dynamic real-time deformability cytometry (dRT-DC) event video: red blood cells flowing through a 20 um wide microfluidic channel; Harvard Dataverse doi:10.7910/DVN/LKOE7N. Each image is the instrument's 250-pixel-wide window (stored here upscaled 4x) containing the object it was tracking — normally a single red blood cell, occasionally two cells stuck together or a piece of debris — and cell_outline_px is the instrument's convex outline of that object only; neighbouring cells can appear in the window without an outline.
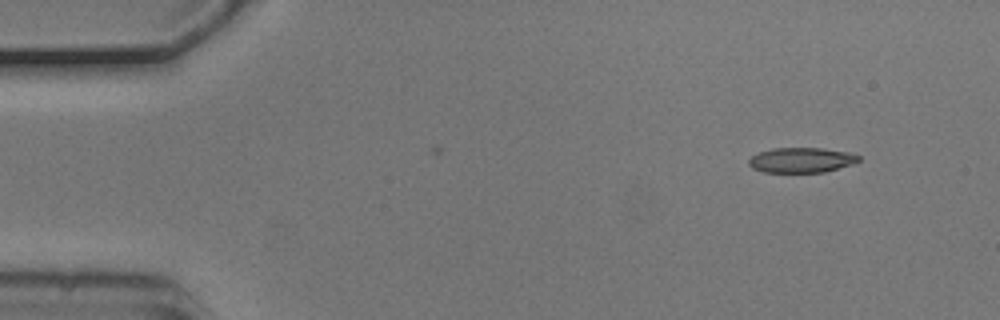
{"species": "common noctule bat (a hibernating species)", "species_latin": "Nyctalus noctula", "temperature_condition": "cold", "stored_images_in_passage": 2, "camera_frame_rate_fps": 3000, "um_per_image_px": 0.085, "animal": {"sex": "male", "body_mass_g": 20.5, "forearm_length_mm": 52.5}, "frame": {"image": 1, "passage_image": 1, "time_ms": 0.0, "image_size_px": [1000, 320], "cell_outline_px": [[860, 160], [852, 164], [824, 172], [764, 172], [752, 168], [748, 164], [748, 160], [752, 156], [760, 152], [772, 148], [820, 148], [848, 152], [860, 156]], "centroid_in_image_um": [68.1, 13.6], "position_along_channel_um": 16.9, "area_um2": 15.95}}